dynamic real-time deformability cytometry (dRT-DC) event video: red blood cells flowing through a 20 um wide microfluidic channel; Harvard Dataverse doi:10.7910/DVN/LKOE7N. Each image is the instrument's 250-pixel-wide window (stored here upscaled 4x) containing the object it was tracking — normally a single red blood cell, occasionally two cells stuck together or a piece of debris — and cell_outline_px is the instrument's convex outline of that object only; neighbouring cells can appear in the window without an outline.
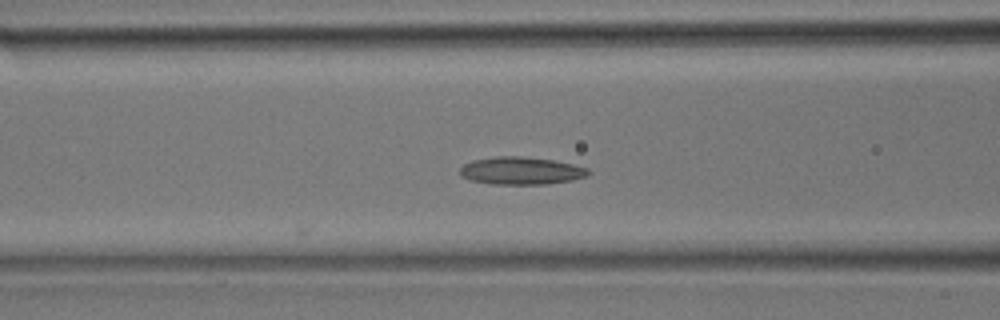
{"species": "common noctule bat (a hibernating species)", "species_latin": "Nyctalus noctula", "temperature_condition": "room temperature", "stored_images_in_passage": 12, "camera_frame_rate_fps": 3000, "um_per_image_px": 0.085, "animal": {"sex": "male", "body_mass_g": 17.9}, "frame": {"image": 1, "passage_image": 12, "time_ms": 3.667, "image_size_px": [1000, 320], "cell_outline_px": [[592, 172], [588, 176], [572, 180], [548, 184], [492, 184], [468, 180], [460, 176], [460, 168], [464, 164], [472, 160], [496, 156], [520, 156], [552, 160], [572, 164], [588, 168]], "centroid_in_image_um": [44.28, 14.52], "position_along_channel_um": 122.3, "area_um2": 20.81}}